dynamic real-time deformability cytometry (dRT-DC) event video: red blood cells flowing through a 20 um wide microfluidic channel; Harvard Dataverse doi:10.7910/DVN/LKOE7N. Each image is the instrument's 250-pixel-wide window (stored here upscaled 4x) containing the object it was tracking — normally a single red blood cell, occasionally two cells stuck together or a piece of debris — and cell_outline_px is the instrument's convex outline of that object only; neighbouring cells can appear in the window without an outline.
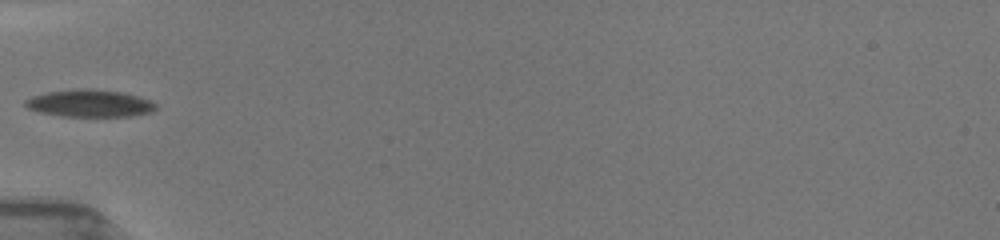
{"species": "common noctule bat (a hibernating species)", "species_latin": "Nyctalus noctula", "temperature_condition": "room temperature", "stored_images_in_passage": 14, "camera_frame_rate_fps": 3000, "um_per_image_px": 0.085, "animal": {"sex": "female", "body_mass_g": 19.5, "forearm_length_mm": 54.1}, "frame": {"image": 1, "passage_image": 1, "time_ms": 0.0, "image_size_px": [1000, 240], "cell_outline_px": [[156, 108], [152, 112], [128, 116], [60, 116], [40, 112], [28, 108], [24, 104], [24, 100], [32, 96], [48, 92], [80, 88], [88, 88], [124, 92], [148, 100], [156, 104]], "centroid_in_image_um": [7.6, 8.78], "position_along_channel_um": 77.4, "area_um2": 20.63}}